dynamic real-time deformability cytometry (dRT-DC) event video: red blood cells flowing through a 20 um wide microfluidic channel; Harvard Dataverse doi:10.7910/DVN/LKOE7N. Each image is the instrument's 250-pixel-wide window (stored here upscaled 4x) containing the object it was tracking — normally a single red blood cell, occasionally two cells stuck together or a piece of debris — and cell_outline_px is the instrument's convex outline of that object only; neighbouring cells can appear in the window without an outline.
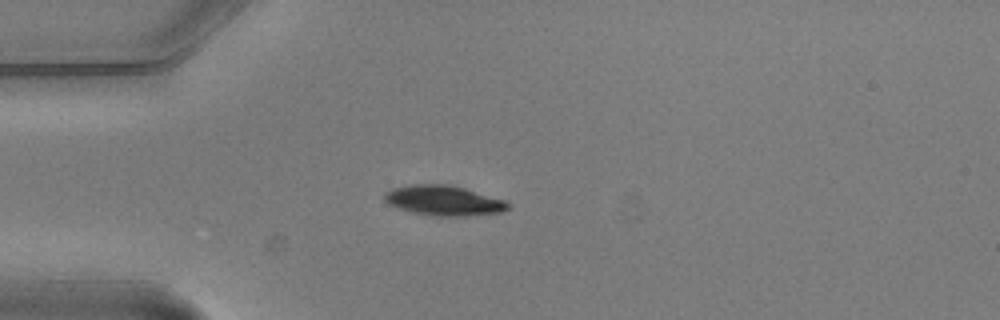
{"species": "common noctule bat (a hibernating species)", "species_latin": "Nyctalus noctula", "temperature_condition": "warm", "stored_images_in_passage": 5, "camera_frame_rate_fps": 3000, "um_per_image_px": 0.085, "animal": {"sex": "male", "body_mass_g": 20.5, "forearm_length_mm": 52.5}, "frame": {"image": 1, "passage_image": 5, "time_ms": 1.333, "image_size_px": [1000, 320], "cell_outline_px": [[512, 204], [504, 212], [464, 216], [436, 216], [412, 212], [388, 204], [384, 200], [384, 196], [392, 188], [408, 184], [448, 184], [464, 188], [504, 200]], "centroid_in_image_um": [37.73, 17.04], "position_along_channel_um": 47.3, "area_um2": 21.56}}